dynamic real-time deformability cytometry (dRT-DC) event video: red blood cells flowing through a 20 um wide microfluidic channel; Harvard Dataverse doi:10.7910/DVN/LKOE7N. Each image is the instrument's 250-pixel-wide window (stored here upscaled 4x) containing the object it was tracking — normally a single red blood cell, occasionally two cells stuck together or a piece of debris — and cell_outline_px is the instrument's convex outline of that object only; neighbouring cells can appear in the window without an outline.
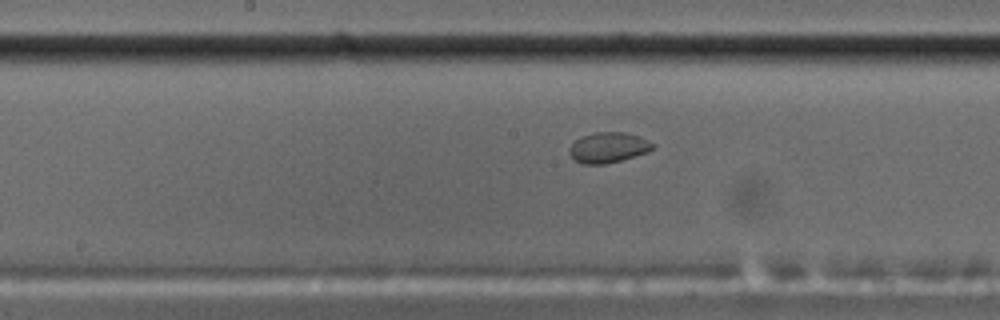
{"species": "common noctule bat (a hibernating species)", "species_latin": "Nyctalus noctula", "temperature_condition": "cold", "stored_images_in_passage": 42, "camera_frame_rate_fps": 3000, "um_per_image_px": 0.085, "animal": {"sex": "male", "body_mass_g": 17.5, "forearm_length_mm": 52.3}, "frame": {"image": 1, "passage_image": 24, "time_ms": 7.667, "image_size_px": [1000, 320], "cell_outline_px": [[656, 144], [648, 152], [620, 160], [604, 164], [580, 164], [568, 152], [568, 148], [580, 136], [592, 132], [624, 132], [640, 136]], "centroid_in_image_um": [51.69, 12.52], "position_along_channel_um": 196.5, "area_um2": 14.85}}
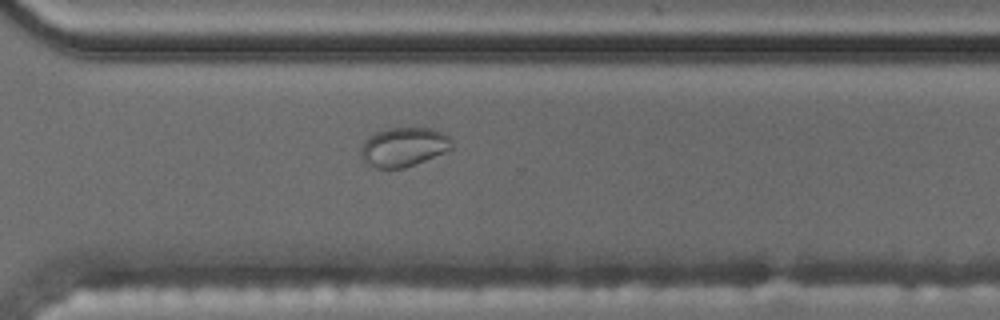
{"frame": {"image": 2, "passage_image": 36, "time_ms": 11.667, "image_size_px": [1000, 320], "cell_outline_px": [[452, 148], [444, 152], [404, 168], [376, 168], [368, 164], [364, 160], [360, 152], [360, 148], [364, 140], [376, 132], [388, 128], [432, 128], [448, 136], [452, 144]], "centroid_in_image_um": [34.28, 12.49], "position_along_channel_um": 336.3, "area_um2": 20.46}}